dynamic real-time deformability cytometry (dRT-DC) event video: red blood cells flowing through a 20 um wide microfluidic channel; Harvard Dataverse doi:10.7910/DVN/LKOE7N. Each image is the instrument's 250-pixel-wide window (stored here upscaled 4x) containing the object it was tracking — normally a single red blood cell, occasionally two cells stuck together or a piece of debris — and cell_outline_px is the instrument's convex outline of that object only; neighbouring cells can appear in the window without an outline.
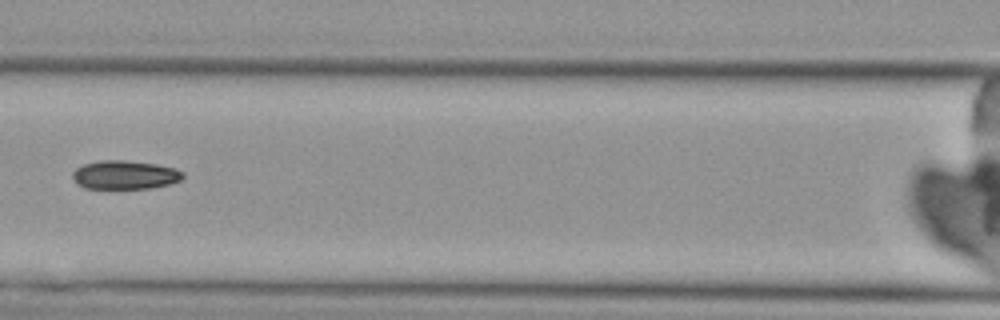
{"species": "Egyptian fruit bat (a non-hibernating species)", "species_latin": "Rousettus aegyptiacus", "temperature_condition": "cold", "stored_images_in_passage": 8, "camera_frame_rate_fps": 3000, "um_per_image_px": 0.085, "animal": {"sex": "female"}, "frame": {"image": 1, "passage_image": 8, "time_ms": 8.333, "image_size_px": [1000, 320], "cell_outline_px": [[184, 176], [180, 180], [168, 184], [148, 188], [84, 188], [76, 184], [72, 180], [72, 172], [76, 168], [84, 164], [100, 160], [124, 160], [156, 164], [176, 168], [184, 172]], "centroid_in_image_um": [10.58, 14.86], "position_along_channel_um": 156.0, "area_um2": 18.5}}